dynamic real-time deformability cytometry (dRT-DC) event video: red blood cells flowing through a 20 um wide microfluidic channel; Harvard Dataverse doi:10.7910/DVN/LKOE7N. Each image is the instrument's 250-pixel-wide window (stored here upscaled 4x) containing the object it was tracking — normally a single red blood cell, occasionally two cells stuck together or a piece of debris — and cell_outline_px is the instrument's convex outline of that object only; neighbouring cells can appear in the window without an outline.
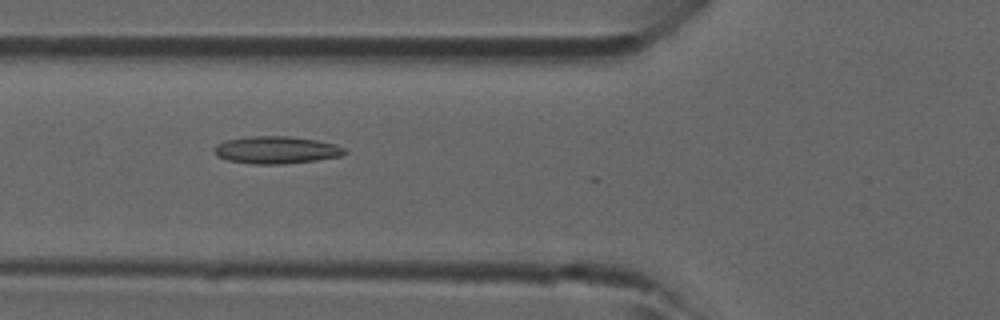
{"species": "common noctule bat (a hibernating species)", "species_latin": "Nyctalus noctula", "temperature_condition": "room temperature", "stored_images_in_passage": 5, "camera_frame_rate_fps": 3000, "um_per_image_px": 0.085, "animal": {"sex": "male", "forearm_length_mm": 52.5}, "frame": {"image": 1, "passage_image": 3, "time_ms": 0.667, "image_size_px": [1000, 320], "cell_outline_px": [[348, 152], [340, 156], [316, 160], [284, 164], [252, 164], [228, 160], [216, 156], [212, 148], [216, 144], [228, 140], [252, 136], [288, 136], [316, 140], [336, 144], [344, 148]], "centroid_in_image_um": [23.47, 12.75], "position_along_channel_um": 102.3, "area_um2": 20.81}}